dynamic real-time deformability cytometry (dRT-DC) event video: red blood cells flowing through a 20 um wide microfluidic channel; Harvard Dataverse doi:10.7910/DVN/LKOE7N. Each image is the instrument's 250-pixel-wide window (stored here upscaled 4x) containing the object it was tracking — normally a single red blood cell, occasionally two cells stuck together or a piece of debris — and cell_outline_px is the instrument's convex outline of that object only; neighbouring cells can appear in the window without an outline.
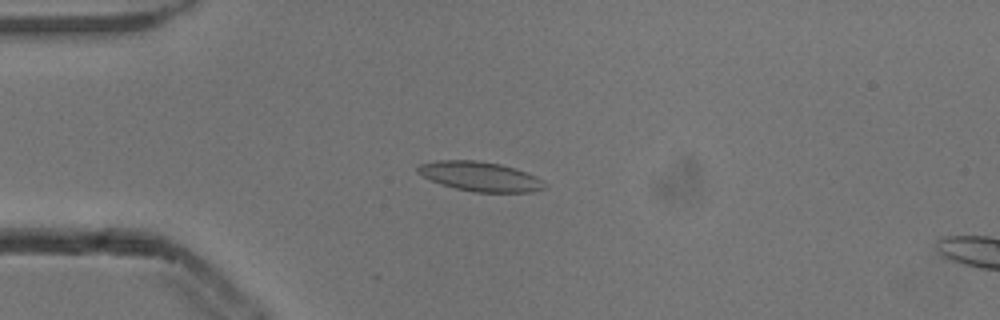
{"species": "common noctule bat (a hibernating species)", "species_latin": "Nyctalus noctula", "temperature_condition": "cold", "stored_images_in_passage": 44, "camera_frame_rate_fps": 3000, "um_per_image_px": 0.085, "animal": {"sex": "male", "body_mass_g": 13.3}, "frame": {"image": 1, "passage_image": 13, "time_ms": 4.0, "image_size_px": [1000, 320], "cell_outline_px": [[548, 188], [532, 192], [476, 192], [456, 188], [440, 184], [416, 172], [416, 168], [420, 164], [436, 160], [476, 160], [500, 164], [516, 168], [536, 176], [544, 180], [548, 184]], "centroid_in_image_um": [40.87, 15.0], "position_along_channel_um": 44.1, "area_um2": 22.02}}
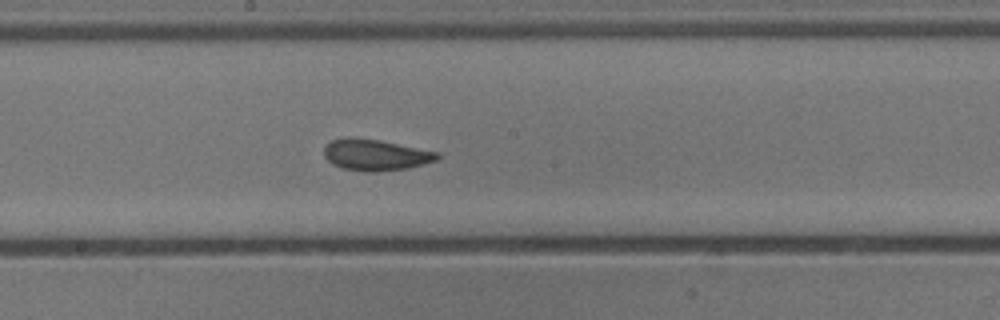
{"frame": {"image": 2, "passage_image": 28, "time_ms": 9.0, "image_size_px": [1000, 320], "cell_outline_px": [[440, 156], [436, 160], [424, 164], [408, 168], [376, 172], [364, 172], [344, 168], [332, 164], [324, 156], [324, 148], [332, 140], [380, 140], [440, 152]], "centroid_in_image_um": [32.0, 13.21], "position_along_channel_um": 216.2, "area_um2": 20.06}}
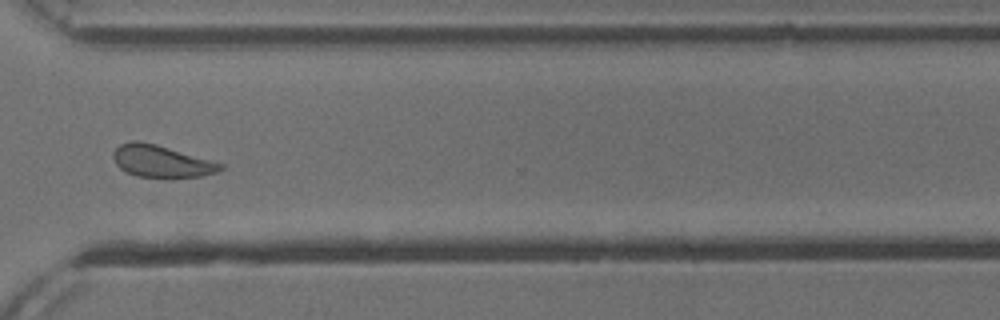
{"frame": {"image": 3, "passage_image": 39, "time_ms": 12.667, "image_size_px": [1000, 320], "cell_outline_px": [[224, 168], [216, 172], [200, 176], [136, 176], [120, 168], [116, 164], [112, 156], [112, 152], [120, 144], [132, 140], [140, 140], [156, 144], [224, 164]], "centroid_in_image_um": [13.67, 13.67], "position_along_channel_um": 356.9, "area_um2": 19.59}, "authors_computed_cell_mechanics": {"area_um2": 20.8947, "velocity_mm_per_s": 3.8472, "shape_relaxation_time_tau1_ms": 4.613, "shape_relaxation_time_tau2_ms": 1.529, "deformation_change_tau1": 0.0945, "deformation_change_tau2": 0.0733}}